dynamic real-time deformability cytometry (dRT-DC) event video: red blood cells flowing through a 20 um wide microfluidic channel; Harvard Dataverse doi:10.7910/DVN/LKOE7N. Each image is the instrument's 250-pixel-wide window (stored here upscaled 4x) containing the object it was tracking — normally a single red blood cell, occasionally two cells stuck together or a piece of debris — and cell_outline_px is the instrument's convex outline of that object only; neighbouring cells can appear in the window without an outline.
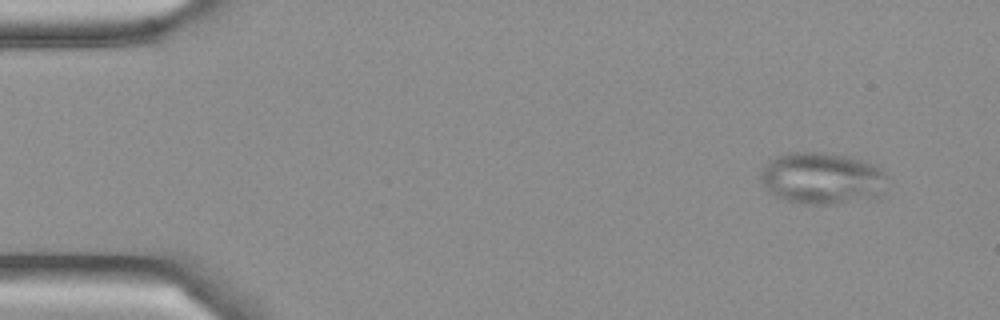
{"species": "Egyptian fruit bat (a non-hibernating species)", "species_latin": "Rousettus aegyptiacus", "temperature_condition": "cold", "stored_images_in_passage": 5, "camera_frame_rate_fps": 3000, "um_per_image_px": 0.085, "frame": {"image": 1, "passage_image": 1, "time_ms": 0.0, "image_size_px": [1000, 320], "cell_outline_px": [[888, 176], [884, 192], [880, 200], [832, 204], [804, 204], [788, 200], [776, 196], [760, 180], [760, 172], [764, 164], [776, 156], [792, 152], [820, 152], [848, 156], [876, 164], [884, 168]], "centroid_in_image_um": [70.0, 15.17], "position_along_channel_um": 15.0, "area_um2": 39.19}}